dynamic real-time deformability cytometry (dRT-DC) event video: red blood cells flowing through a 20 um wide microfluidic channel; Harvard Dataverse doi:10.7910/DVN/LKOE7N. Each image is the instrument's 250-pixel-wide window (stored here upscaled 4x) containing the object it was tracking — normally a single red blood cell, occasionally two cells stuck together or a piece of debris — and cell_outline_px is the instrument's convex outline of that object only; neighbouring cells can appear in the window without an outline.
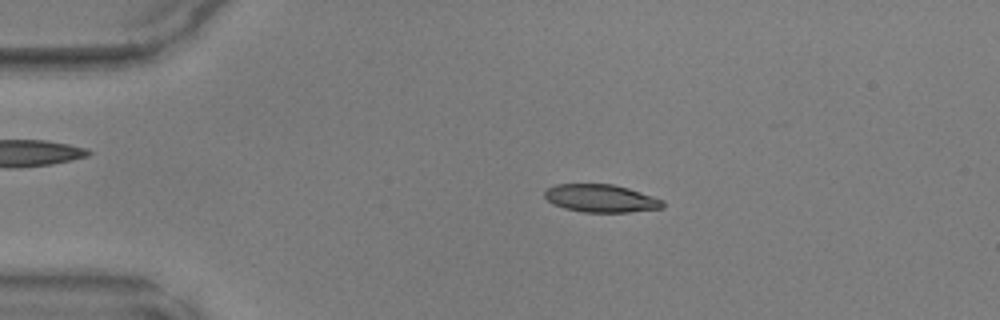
{"species": "common noctule bat (a hibernating species)", "species_latin": "Nyctalus noctula", "temperature_condition": "warm", "stored_images_in_passage": 42, "camera_frame_rate_fps": 3000, "um_per_image_px": 0.085, "animal": {"sex": "male", "body_mass_g": 17.9, "forearm_length_mm": 54.2}, "frame": {"image": 1, "passage_image": 9, "time_ms": 2.667, "image_size_px": [1000, 320], "cell_outline_px": [[664, 208], [628, 212], [584, 212], [564, 208], [552, 204], [544, 196], [544, 192], [548, 188], [556, 184], [612, 184], [628, 188], [664, 200]], "centroid_in_image_um": [51.08, 16.86], "position_along_channel_um": 33.9, "area_um2": 19.13}}
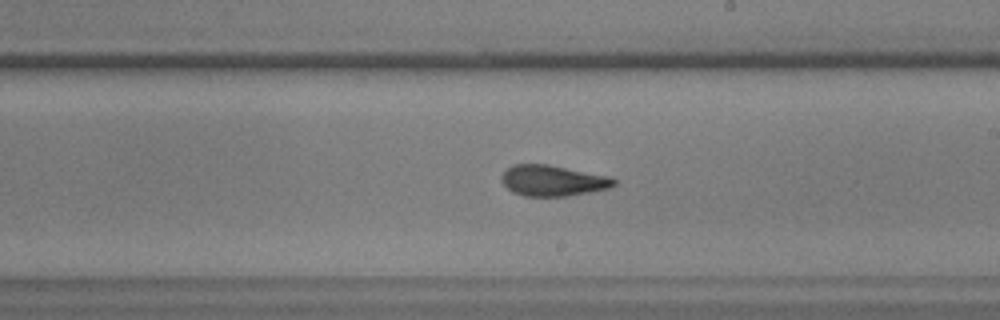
{"frame": {"image": 2, "passage_image": 27, "time_ms": 8.667, "image_size_px": [1000, 320], "cell_outline_px": [[616, 184], [608, 188], [568, 196], [524, 196], [512, 192], [500, 180], [500, 176], [512, 164], [548, 164], [612, 176], [616, 180]], "centroid_in_image_um": [46.99, 15.34], "position_along_channel_um": 242.0, "area_um2": 20.35}}
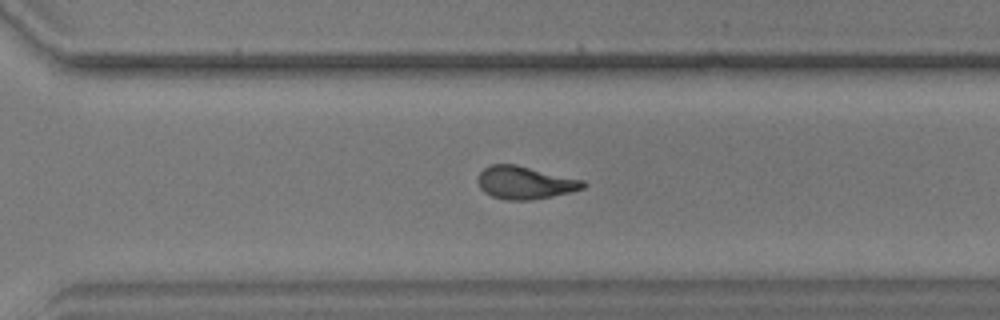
{"frame": {"image": 3, "passage_image": 33, "time_ms": 10.667, "image_size_px": [1000, 320], "cell_outline_px": [[588, 184], [584, 188], [572, 192], [532, 200], [508, 200], [492, 196], [484, 192], [480, 188], [476, 180], [476, 176], [484, 168], [492, 164], [516, 164], [584, 180]], "centroid_in_image_um": [44.62, 15.52], "position_along_channel_um": 326.0, "area_um2": 20.35}}